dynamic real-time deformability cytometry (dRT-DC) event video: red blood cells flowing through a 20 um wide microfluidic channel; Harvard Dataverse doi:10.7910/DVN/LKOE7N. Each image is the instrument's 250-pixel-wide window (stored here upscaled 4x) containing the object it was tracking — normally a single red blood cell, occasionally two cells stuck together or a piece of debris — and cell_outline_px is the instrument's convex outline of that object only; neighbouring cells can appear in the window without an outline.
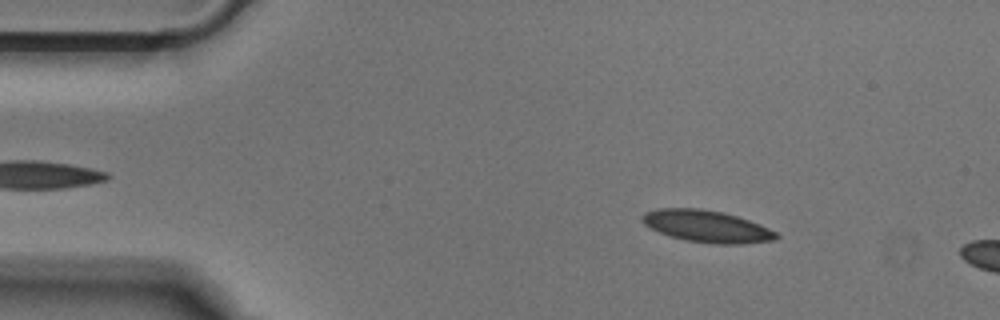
{"species": "Egyptian fruit bat (a non-hibernating species)", "species_latin": "Rousettus aegyptiacus", "temperature_condition": "cold", "stored_images_in_passage": 10, "camera_frame_rate_fps": 3000, "um_per_image_px": 0.085, "animal": {"sex": "male"}, "frame": {"image": 1, "passage_image": 6, "time_ms": 1.667, "image_size_px": [1000, 320], "cell_outline_px": [[780, 236], [776, 240], [740, 244], [716, 244], [688, 240], [672, 236], [660, 232], [644, 224], [644, 212], [656, 208], [700, 208], [724, 212], [748, 220], [768, 228], [776, 232]], "centroid_in_image_um": [60.11, 19.23], "position_along_channel_um": 24.9, "area_um2": 24.62}}